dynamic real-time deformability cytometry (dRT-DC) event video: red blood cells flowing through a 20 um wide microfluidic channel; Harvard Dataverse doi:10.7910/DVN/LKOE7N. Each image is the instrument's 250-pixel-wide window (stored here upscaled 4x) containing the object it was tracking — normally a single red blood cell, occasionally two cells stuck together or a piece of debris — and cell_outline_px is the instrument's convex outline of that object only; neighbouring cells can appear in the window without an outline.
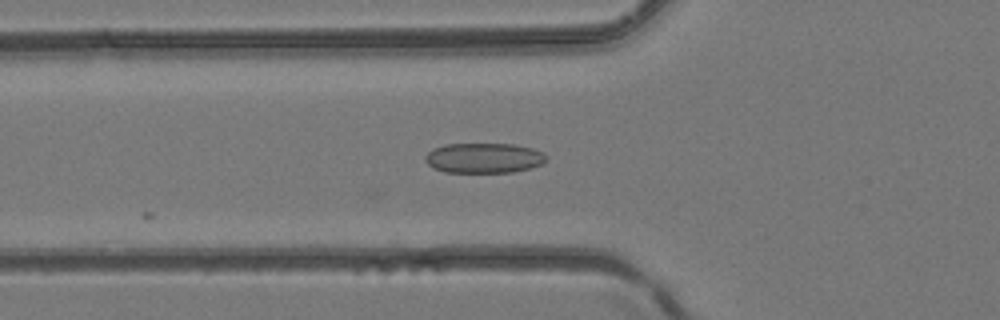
{"species": "common noctule bat (a hibernating species)", "species_latin": "Nyctalus noctula", "temperature_condition": "room temperature", "stored_images_in_passage": 8, "camera_frame_rate_fps": 3000, "um_per_image_px": 0.085, "animal": {"sex": "female", "body_mass_g": 24.6, "forearm_length_mm": 56.2}, "frame": {"image": 1, "passage_image": 4, "time_ms": 1.0, "image_size_px": [1000, 320], "cell_outline_px": [[548, 160], [540, 164], [528, 168], [512, 172], [444, 172], [428, 164], [424, 160], [424, 156], [432, 148], [444, 144], [516, 144], [532, 148], [544, 152], [548, 156]], "centroid_in_image_um": [41.13, 13.42], "position_along_channel_um": 84.7, "area_um2": 21.33}}
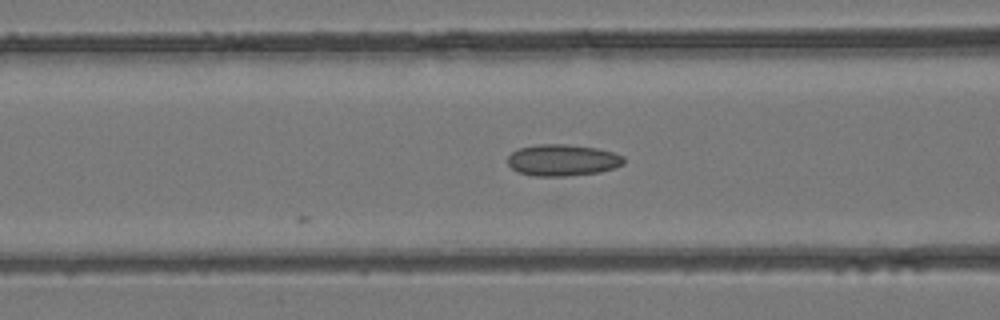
{"frame": {"image": 2, "passage_image": 6, "time_ms": 1.667, "image_size_px": [1000, 320], "cell_outline_px": [[624, 164], [616, 168], [600, 172], [568, 176], [532, 176], [520, 172], [512, 168], [508, 164], [508, 156], [512, 152], [520, 148], [540, 144], [564, 144], [596, 148], [612, 152], [624, 156]], "centroid_in_image_um": [47.84, 13.62], "position_along_channel_um": 118.8, "area_um2": 21.33}}
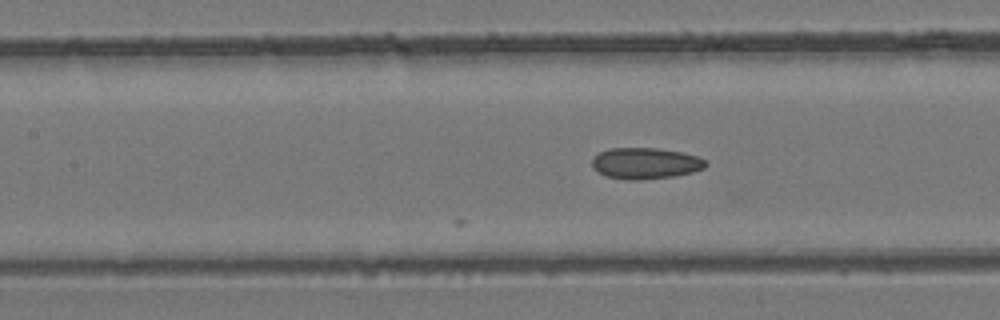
{"frame": {"image": 3, "passage_image": 8, "time_ms": 2.333, "image_size_px": [1000, 320], "cell_outline_px": [[708, 164], [704, 168], [692, 172], [672, 176], [636, 180], [624, 180], [608, 176], [592, 168], [592, 156], [600, 152], [612, 148], [656, 148], [684, 152], [708, 160]], "centroid_in_image_um": [54.87, 13.87], "position_along_channel_um": 152.5, "area_um2": 20.69}}